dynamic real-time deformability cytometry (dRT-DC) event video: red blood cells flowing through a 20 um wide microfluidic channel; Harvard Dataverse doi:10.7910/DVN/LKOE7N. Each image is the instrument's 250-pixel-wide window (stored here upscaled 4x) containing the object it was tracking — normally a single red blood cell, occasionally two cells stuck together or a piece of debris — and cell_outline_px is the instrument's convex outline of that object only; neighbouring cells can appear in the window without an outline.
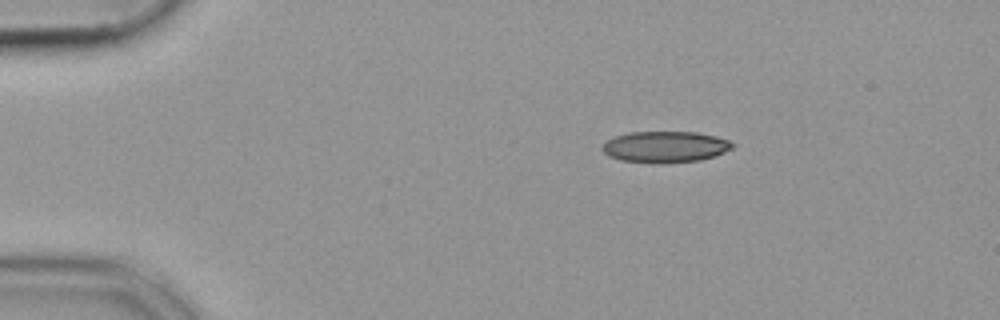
{"species": "common noctule bat (a hibernating species)", "species_latin": "Nyctalus noctula", "temperature_condition": "cold", "stored_images_in_passage": 45, "camera_frame_rate_fps": 3000, "um_per_image_px": 0.085, "animal": {"sex": "female", "body_mass_g": 19.9}, "frame": {"image": 1, "passage_image": 1, "time_ms": 0.0, "image_size_px": [1000, 320], "cell_outline_px": [[736, 144], [732, 148], [716, 156], [700, 160], [620, 160], [608, 156], [600, 148], [608, 140], [616, 136], [628, 132], [696, 132], [716, 136], [728, 140]], "centroid_in_image_um": [56.57, 12.43], "position_along_channel_um": 28.4, "area_um2": 22.72}}
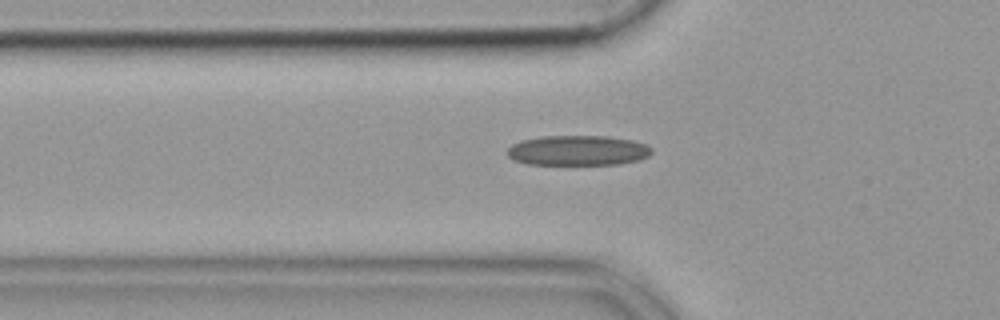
{"frame": {"image": 2, "passage_image": 10, "time_ms": 3.0, "image_size_px": [1000, 320], "cell_outline_px": [[652, 152], [648, 156], [640, 160], [620, 164], [528, 164], [516, 160], [508, 156], [508, 148], [512, 144], [520, 140], [540, 136], [608, 136], [632, 140], [644, 144], [652, 148]], "centroid_in_image_um": [49.13, 12.78], "position_along_channel_um": 76.7, "area_um2": 25.32}}
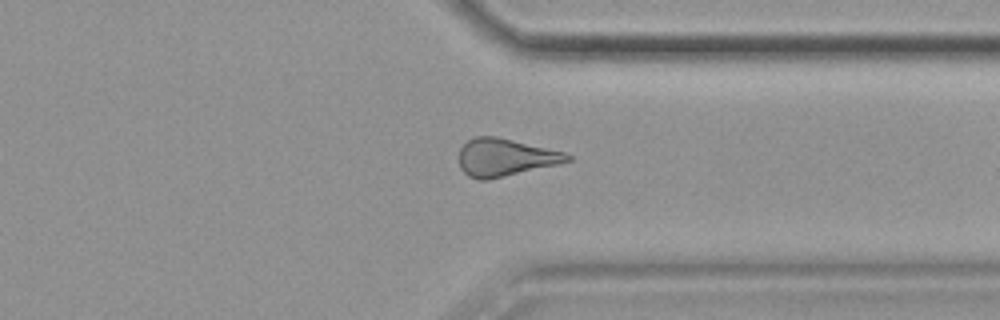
{"frame": {"image": 3, "passage_image": 33, "time_ms": 10.667, "image_size_px": [1000, 320], "cell_outline_px": [[572, 160], [556, 164], [488, 180], [480, 180], [468, 176], [460, 168], [460, 148], [468, 140], [476, 136], [496, 136], [564, 152], [572, 156]], "centroid_in_image_um": [42.91, 13.38], "position_along_channel_um": 368.5, "area_um2": 23.41}}